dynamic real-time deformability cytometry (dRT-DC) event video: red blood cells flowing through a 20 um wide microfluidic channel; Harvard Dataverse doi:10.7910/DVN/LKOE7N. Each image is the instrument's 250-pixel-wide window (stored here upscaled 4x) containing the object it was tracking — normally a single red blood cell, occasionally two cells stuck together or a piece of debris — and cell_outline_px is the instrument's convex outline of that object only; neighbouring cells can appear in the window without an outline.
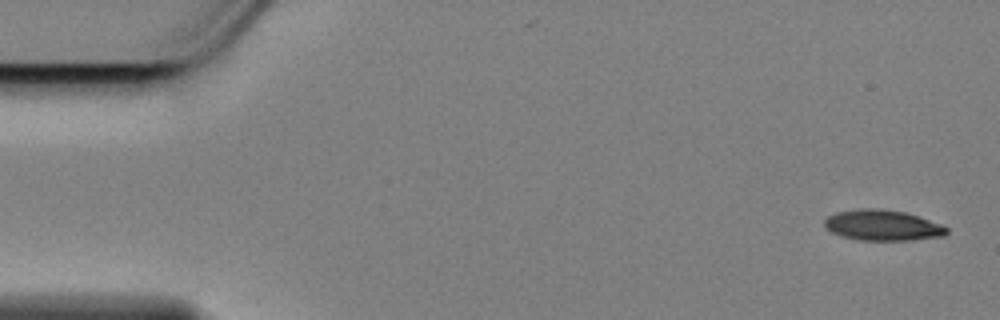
{"species": "Egyptian fruit bat (a non-hibernating species)", "species_latin": "Rousettus aegyptiacus", "temperature_condition": "cold", "stored_images_in_passage": 15, "camera_frame_rate_fps": 3000, "um_per_image_px": 0.085, "animal": {"sex": "female"}, "frame": {"image": 1, "passage_image": 1, "time_ms": 0.0, "image_size_px": [1000, 320], "cell_outline_px": [[948, 232], [944, 236], [908, 240], [860, 240], [840, 236], [824, 228], [824, 220], [828, 216], [836, 212], [860, 208], [880, 208], [904, 212], [940, 224], [948, 228]], "centroid_in_image_um": [74.97, 19.15], "position_along_channel_um": 10.0, "area_um2": 21.79}}
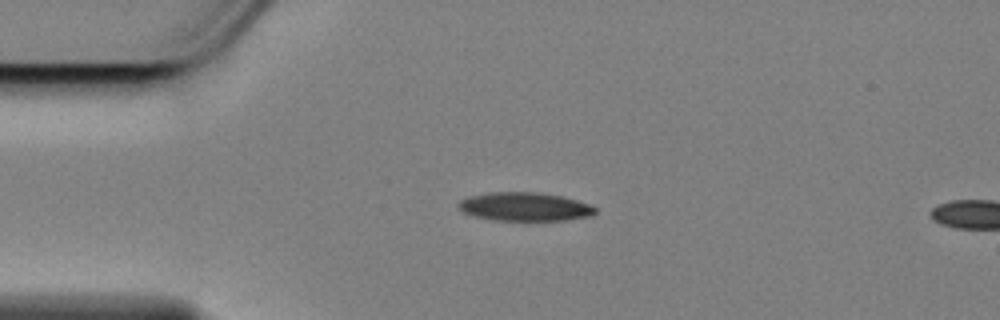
{"frame": {"image": 2, "passage_image": 12, "time_ms": 3.667, "image_size_px": [1000, 320], "cell_outline_px": [[596, 212], [592, 216], [564, 220], [492, 220], [472, 216], [456, 208], [456, 204], [460, 200], [468, 196], [492, 192], [540, 192], [564, 196], [588, 204], [596, 208]], "centroid_in_image_um": [44.56, 17.56], "position_along_channel_um": 40.4, "area_um2": 23.0}}